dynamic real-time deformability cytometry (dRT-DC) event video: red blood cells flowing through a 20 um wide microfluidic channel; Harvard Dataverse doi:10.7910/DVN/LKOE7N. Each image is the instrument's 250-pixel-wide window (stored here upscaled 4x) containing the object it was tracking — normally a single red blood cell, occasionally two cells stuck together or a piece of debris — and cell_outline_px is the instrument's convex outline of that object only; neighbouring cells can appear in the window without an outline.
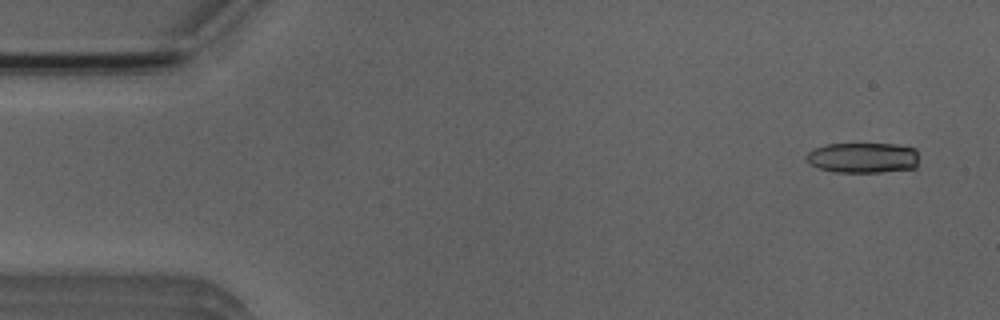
{"species": "Egyptian fruit bat (a non-hibernating species)", "species_latin": "Rousettus aegyptiacus", "temperature_condition": "room temperature", "stored_images_in_passage": 2, "camera_frame_rate_fps": 3000, "um_per_image_px": 0.085, "animal": {"sex": "male"}, "frame": {"image": 1, "passage_image": 2, "time_ms": 1.333, "image_size_px": [1000, 320], "cell_outline_px": [[916, 168], [880, 172], [836, 172], [820, 168], [812, 164], [804, 156], [808, 152], [816, 148], [828, 144], [896, 144], [916, 148]], "centroid_in_image_um": [73.37, 13.4], "position_along_channel_um": 11.6, "area_um2": 19.77}}